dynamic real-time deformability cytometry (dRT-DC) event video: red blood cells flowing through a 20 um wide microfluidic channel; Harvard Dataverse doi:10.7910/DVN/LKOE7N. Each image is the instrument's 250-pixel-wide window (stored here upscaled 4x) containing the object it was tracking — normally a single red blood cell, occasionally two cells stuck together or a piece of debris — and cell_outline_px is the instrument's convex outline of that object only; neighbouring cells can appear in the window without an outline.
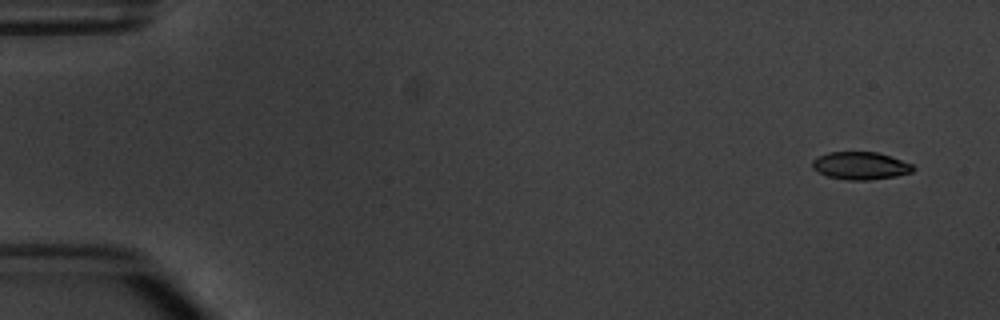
{"species": "common noctule bat (a hibernating species)", "species_latin": "Nyctalus noctula", "temperature_condition": "warm", "stored_images_in_passage": 4, "camera_frame_rate_fps": 3000, "um_per_image_px": 0.085, "animal": {"sex": "male", "body_mass_g": 20.1, "forearm_length_mm": 53.5}, "frame": {"image": 1, "passage_image": 1, "time_ms": 0.0, "image_size_px": [1000, 320], "cell_outline_px": [[916, 168], [912, 172], [896, 176], [868, 180], [848, 180], [828, 176], [812, 168], [812, 160], [816, 156], [828, 152], [876, 152], [912, 164]], "centroid_in_image_um": [73.11, 14.08], "position_along_channel_um": 11.9, "area_um2": 16.13}}
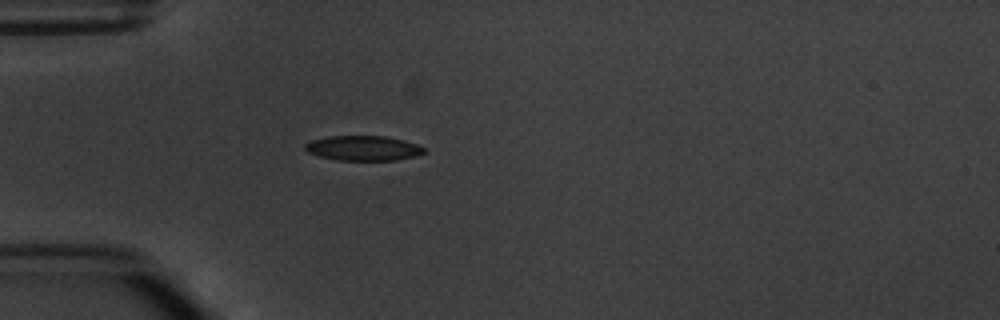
{"frame": {"image": 2, "passage_image": 4, "time_ms": 4.333, "image_size_px": [1000, 320], "cell_outline_px": [[428, 152], [416, 156], [396, 160], [336, 160], [320, 156], [308, 152], [304, 148], [304, 144], [312, 140], [328, 136], [384, 136], [404, 140], [416, 144], [424, 148]], "centroid_in_image_um": [30.89, 12.59], "position_along_channel_um": 54.1, "area_um2": 17.28}}